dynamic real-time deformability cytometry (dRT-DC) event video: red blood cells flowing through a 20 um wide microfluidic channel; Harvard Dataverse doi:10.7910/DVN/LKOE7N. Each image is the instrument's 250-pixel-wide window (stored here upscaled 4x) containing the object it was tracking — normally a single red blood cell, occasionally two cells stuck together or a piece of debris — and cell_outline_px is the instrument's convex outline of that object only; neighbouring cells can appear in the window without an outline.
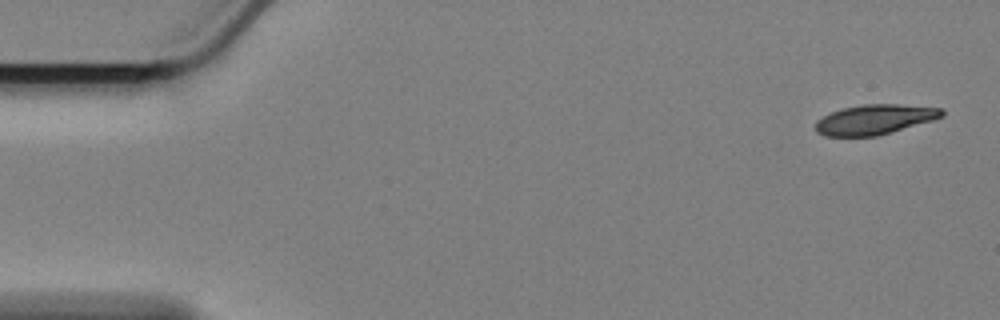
{"species": "Egyptian fruit bat (a non-hibernating species)", "species_latin": "Rousettus aegyptiacus", "temperature_condition": "cold", "stored_images_in_passage": 57, "camera_frame_rate_fps": 3000, "um_per_image_px": 0.085, "animal": {"sex": "female"}, "frame": {"image": 1, "passage_image": 1, "time_ms": 0.0, "image_size_px": [1000, 320], "cell_outline_px": [[944, 116], [932, 120], [876, 136], [824, 136], [816, 132], [816, 120], [832, 112], [844, 108], [860, 104], [896, 104], [944, 108]], "centroid_in_image_um": [74.35, 10.15], "position_along_channel_um": 10.7, "area_um2": 21.85}}
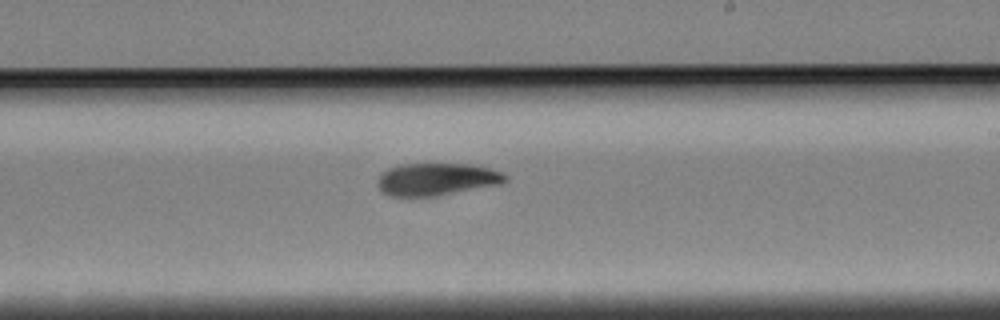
{"frame": {"image": 2, "passage_image": 33, "time_ms": 10.667, "image_size_px": [1000, 320], "cell_outline_px": [[508, 180], [500, 184], [432, 196], [392, 196], [384, 192], [380, 188], [380, 176], [388, 168], [400, 164], [472, 164], [504, 172], [508, 176]], "centroid_in_image_um": [37.18, 15.22], "position_along_channel_um": 251.8, "area_um2": 23.7}}
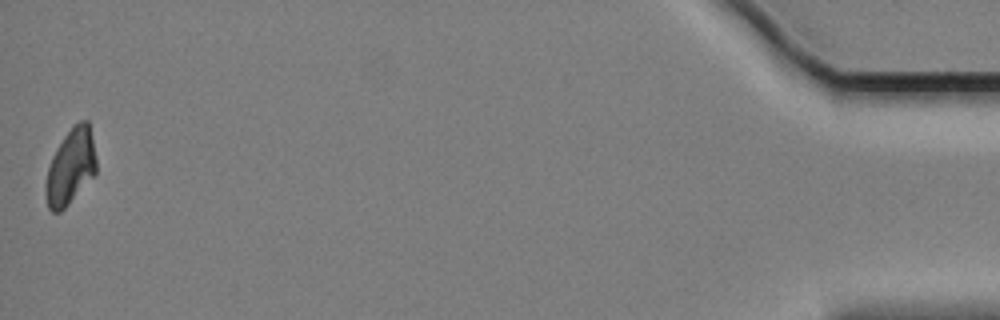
{"frame": {"image": 3, "passage_image": 57, "time_ms": 18.667, "image_size_px": [1000, 320], "cell_outline_px": [[96, 172], [68, 204], [60, 212], [52, 212], [48, 208], [44, 192], [44, 188], [48, 168], [52, 156], [56, 148], [72, 124], [80, 120], [88, 120], [96, 156]], "centroid_in_image_um": [5.98, 14.15], "position_along_channel_um": 429.2, "area_um2": 22.25}, "authors_computed_cell_mechanics": {"area_um2": 24.0448, "velocity_mm_per_s": 3.3734, "shape_relaxation_time_tau1_ms": 3.4155, "shape_relaxation_time_tau2_ms": null, "deformation_change_tau1": 0.1304, "deformation_change_tau2": null}}